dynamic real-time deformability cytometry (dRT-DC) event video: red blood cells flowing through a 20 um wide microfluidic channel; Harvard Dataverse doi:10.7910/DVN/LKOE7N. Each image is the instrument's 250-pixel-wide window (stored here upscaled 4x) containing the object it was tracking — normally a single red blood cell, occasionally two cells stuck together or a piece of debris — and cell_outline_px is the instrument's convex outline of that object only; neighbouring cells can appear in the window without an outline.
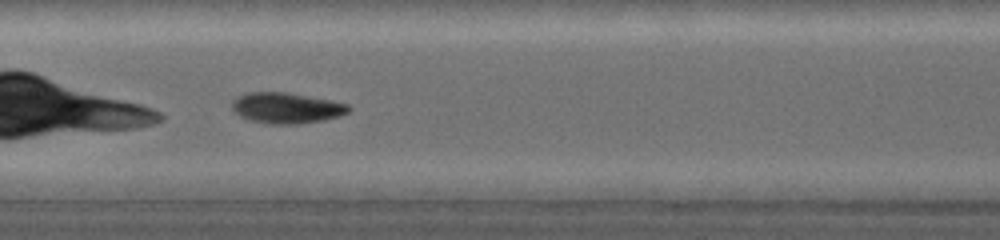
{"species": "common noctule bat (a hibernating species)", "species_latin": "Nyctalus noctula", "temperature_condition": "warm", "stored_images_in_passage": 41, "camera_frame_rate_fps": 5000, "um_per_image_px": 0.085, "animal": {"sex": "female", "body_mass_g": 19.0, "forearm_length_mm": 53.3}, "frame": {"image": 1, "passage_image": 18, "time_ms": 3.6, "image_size_px": [1000, 240], "cell_outline_px": [[352, 108], [348, 112], [340, 116], [324, 120], [300, 124], [272, 124], [248, 120], [240, 116], [232, 108], [232, 100], [248, 92], [288, 92], [348, 104]], "centroid_in_image_um": [24.36, 9.18], "position_along_channel_um": 183.0, "area_um2": 20.87}}
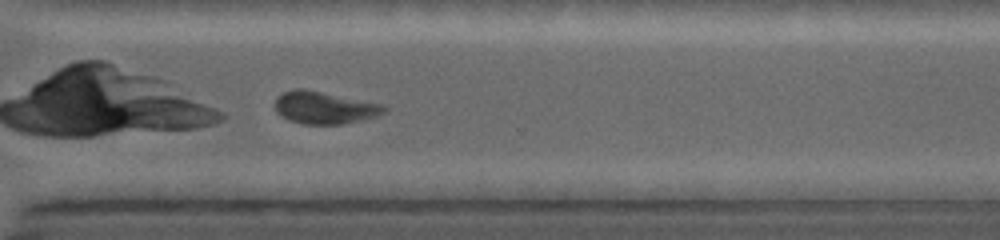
{"frame": {"image": 2, "passage_image": 35, "time_ms": 7.4, "image_size_px": [1000, 240], "cell_outline_px": [[388, 108], [380, 116], [344, 124], [304, 124], [288, 120], [280, 116], [276, 112], [276, 96], [284, 92], [296, 88], [304, 88], [380, 104]], "centroid_in_image_um": [27.56, 9.16], "position_along_channel_um": 343.0, "area_um2": 20.58}, "authors_computed_cell_mechanics": {"area_um2": 20.4612, "velocity_mm_per_s": 4.2111, "shape_relaxation_time_tau1_ms": 2.6665, "shape_relaxation_time_tau2_ms": 5.5713, "deformation_change_tau1": 0.1295, "deformation_change_tau2": 0.1208}}